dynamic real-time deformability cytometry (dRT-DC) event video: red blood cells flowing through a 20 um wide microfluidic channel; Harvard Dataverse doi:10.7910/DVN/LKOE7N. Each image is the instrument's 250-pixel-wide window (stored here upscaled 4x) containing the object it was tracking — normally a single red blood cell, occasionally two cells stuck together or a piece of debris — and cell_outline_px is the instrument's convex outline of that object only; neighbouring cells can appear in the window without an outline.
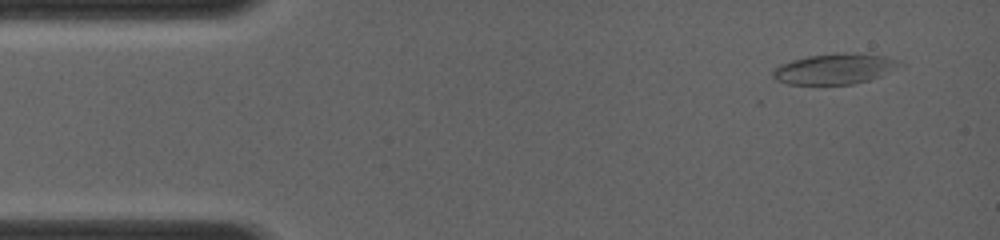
{"species": "common noctule bat (a hibernating species)", "species_latin": "Nyctalus noctula", "temperature_condition": "room temperature", "stored_images_in_passage": 19, "camera_frame_rate_fps": 4000, "um_per_image_px": 0.085, "animal": {"sex": "female", "body_mass_g": 19.0, "forearm_length_mm": 56.7}, "frame": {"image": 1, "passage_image": 1, "time_ms": 0.0, "image_size_px": [1000, 240], "cell_outline_px": [[904, 64], [880, 76], [868, 80], [852, 84], [788, 84], [776, 80], [772, 76], [772, 72], [780, 64], [792, 60], [808, 56], [836, 52], [884, 56], [900, 60]], "centroid_in_image_um": [70.93, 5.85], "position_along_channel_um": 14.1, "area_um2": 22.43}}
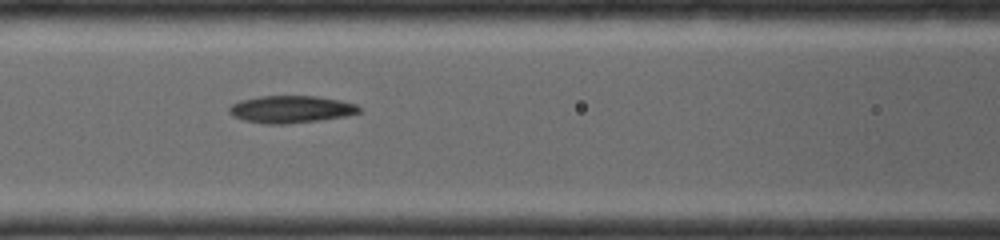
{"frame": {"image": 2, "passage_image": 12, "time_ms": 4.75, "image_size_px": [1000, 240], "cell_outline_px": [[360, 112], [344, 116], [320, 120], [288, 124], [268, 124], [244, 120], [232, 116], [228, 112], [228, 108], [232, 104], [240, 100], [260, 96], [316, 96], [340, 100], [356, 104], [360, 108]], "centroid_in_image_um": [24.7, 9.29], "position_along_channel_um": 141.9, "area_um2": 20.63}}
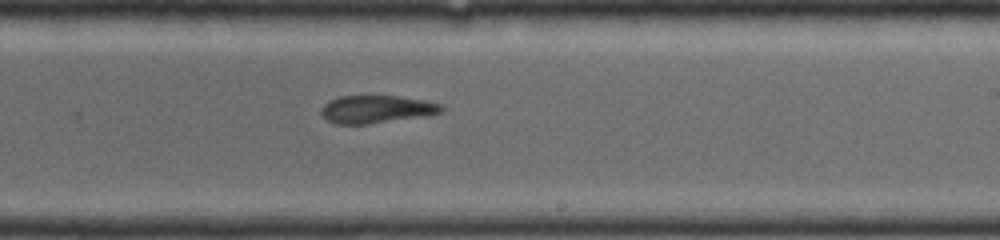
{"frame": {"image": 3, "passage_image": 19, "time_ms": 7.25, "image_size_px": [1000, 240], "cell_outline_px": [[444, 108], [440, 112], [432, 116], [368, 124], [336, 124], [328, 120], [320, 112], [320, 108], [324, 104], [340, 96], [372, 92], [424, 100], [444, 104]], "centroid_in_image_um": [32.05, 9.24], "position_along_channel_um": 257.0, "area_um2": 20.52}}